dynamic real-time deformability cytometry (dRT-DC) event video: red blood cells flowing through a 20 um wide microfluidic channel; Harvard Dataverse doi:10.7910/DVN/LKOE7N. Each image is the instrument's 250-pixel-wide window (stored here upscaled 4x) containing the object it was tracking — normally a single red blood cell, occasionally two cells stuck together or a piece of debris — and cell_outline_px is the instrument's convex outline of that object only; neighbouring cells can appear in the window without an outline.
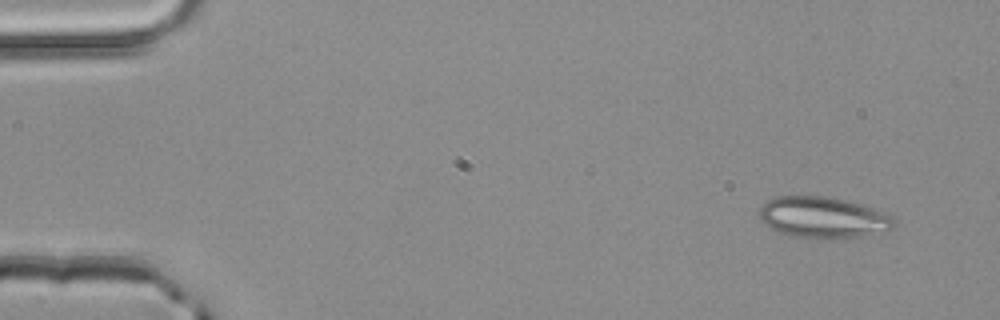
{"species": "common noctule bat (a hibernating species)", "species_latin": "Nyctalus noctula", "temperature_condition": "room temperature", "stored_images_in_passage": 4, "camera_frame_rate_fps": 3000, "um_per_image_px": 0.085, "animal": {"sex": "male", "body_mass_g": 20.4}, "frame": {"image": 1, "passage_image": 1, "time_ms": 0.0, "image_size_px": [1000, 320], "cell_outline_px": [[896, 220], [892, 228], [860, 236], [820, 240], [816, 240], [792, 236], [780, 232], [764, 224], [760, 220], [760, 208], [768, 200], [776, 196], [828, 196], [860, 204], [872, 208], [892, 216]], "centroid_in_image_um": [69.92, 18.49], "position_along_channel_um": 15.1, "area_um2": 32.25}}